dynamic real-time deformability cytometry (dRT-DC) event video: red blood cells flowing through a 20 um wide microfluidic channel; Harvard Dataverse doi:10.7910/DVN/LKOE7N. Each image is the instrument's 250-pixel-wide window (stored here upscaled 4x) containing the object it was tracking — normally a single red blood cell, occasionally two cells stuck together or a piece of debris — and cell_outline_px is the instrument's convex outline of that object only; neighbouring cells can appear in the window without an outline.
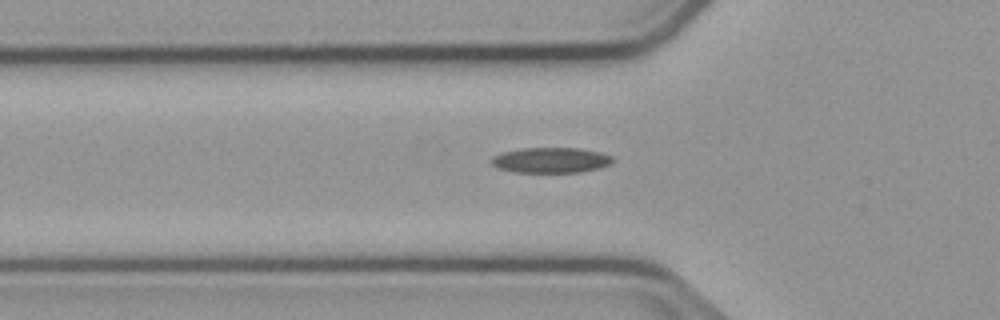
{"species": "common noctule bat (a hibernating species)", "species_latin": "Nyctalus noctula", "temperature_condition": "cold", "stored_images_in_passage": 47, "camera_frame_rate_fps": 3000, "um_per_image_px": 0.085, "animal": {"sex": "male", "body_mass_g": 23.1, "forearm_length_mm": 52.7}, "frame": {"image": 1, "passage_image": 17, "time_ms": 5.333, "image_size_px": [1000, 320], "cell_outline_px": [[612, 164], [600, 168], [580, 172], [512, 172], [500, 168], [492, 164], [492, 156], [504, 152], [520, 148], [576, 148], [600, 152], [612, 156]], "centroid_in_image_um": [46.84, 13.61], "position_along_channel_um": 79.0, "area_um2": 17.86}}
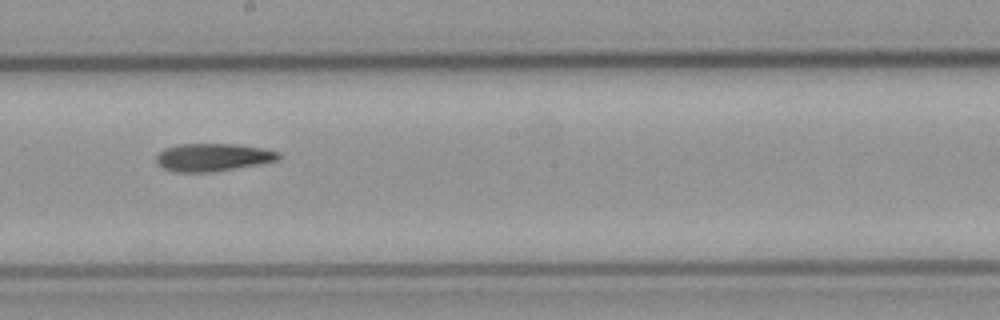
{"frame": {"image": 2, "passage_image": 26, "time_ms": 8.333, "image_size_px": [1000, 320], "cell_outline_px": [[280, 156], [276, 160], [256, 164], [208, 172], [180, 172], [164, 168], [156, 160], [156, 156], [164, 148], [180, 144], [236, 144], [264, 148], [280, 152]], "centroid_in_image_um": [18.09, 13.35], "position_along_channel_um": 230.1, "area_um2": 19.36}}
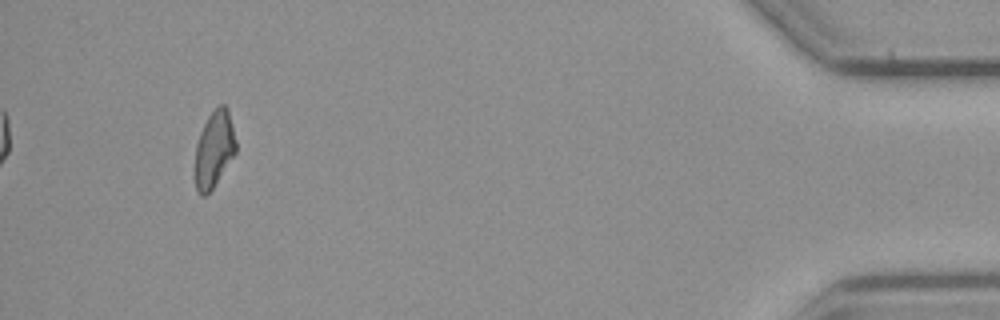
{"frame": {"image": 3, "passage_image": 47, "time_ms": 15.333, "image_size_px": [1000, 320], "cell_outline_px": [[236, 152], [212, 188], [204, 196], [200, 196], [196, 188], [196, 144], [200, 132], [208, 116], [220, 104], [224, 104], [228, 108], [236, 140]], "centroid_in_image_um": [18.21, 12.65], "position_along_channel_um": 417.0, "area_um2": 17.86}, "authors_computed_cell_mechanics": {"area_um2": 18.6116, "velocity_mm_per_s": 3.7512, "shape_relaxation_time_tau1_ms": null, "shape_relaxation_time_tau2_ms": 4.4027, "deformation_change_tau1": null, "deformation_change_tau2": 0.1393}}